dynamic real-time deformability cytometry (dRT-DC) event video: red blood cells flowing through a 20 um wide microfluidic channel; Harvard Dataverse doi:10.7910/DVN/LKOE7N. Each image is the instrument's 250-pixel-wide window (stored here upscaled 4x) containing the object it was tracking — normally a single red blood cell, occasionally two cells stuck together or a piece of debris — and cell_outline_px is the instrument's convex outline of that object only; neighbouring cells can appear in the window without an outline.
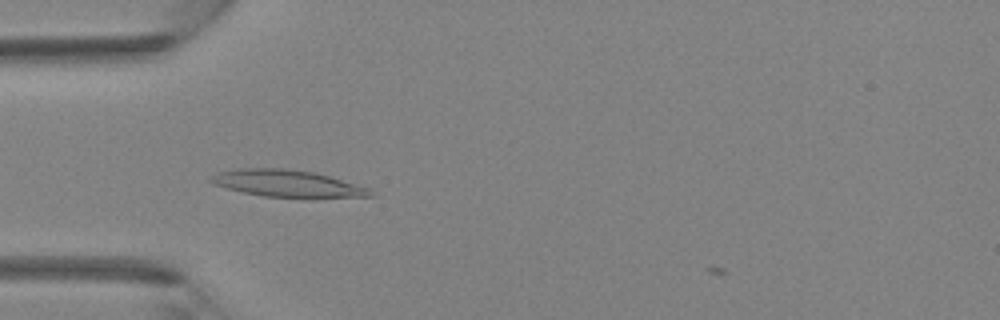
{"species": "Egyptian fruit bat (a non-hibernating species)", "species_latin": "Rousettus aegyptiacus", "temperature_condition": "room temperature", "stored_images_in_passage": 29, "camera_frame_rate_fps": 3000, "um_per_image_px": 0.085, "animal": {"sex": "female"}, "frame": {"image": 1, "passage_image": 2, "time_ms": 0.333, "image_size_px": [1000, 320], "cell_outline_px": [[376, 196], [264, 196], [244, 192], [212, 184], [208, 180], [208, 176], [216, 172], [236, 168], [288, 168], [316, 172], [368, 188]], "centroid_in_image_um": [24.29, 15.55], "position_along_channel_um": 60.7, "area_um2": 24.51}}
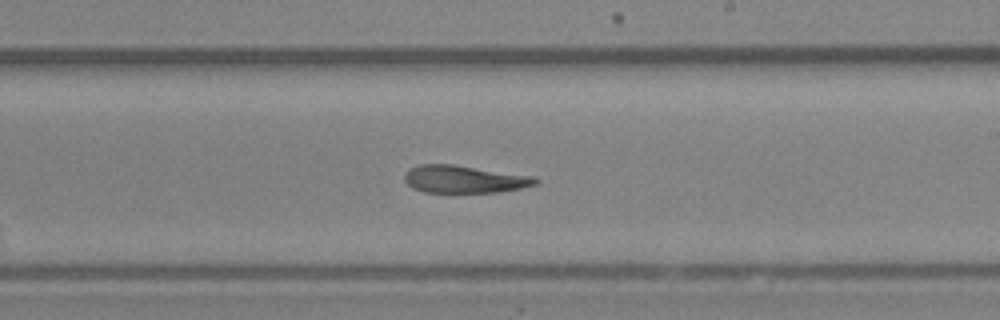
{"frame": {"image": 2, "passage_image": 14, "time_ms": 4.333, "image_size_px": [1000, 320], "cell_outline_px": [[540, 180], [536, 184], [520, 188], [496, 192], [424, 192], [412, 188], [404, 180], [404, 172], [408, 168], [420, 164], [452, 164], [532, 176]], "centroid_in_image_um": [39.39, 15.22], "position_along_channel_um": 249.6, "area_um2": 20.92}}
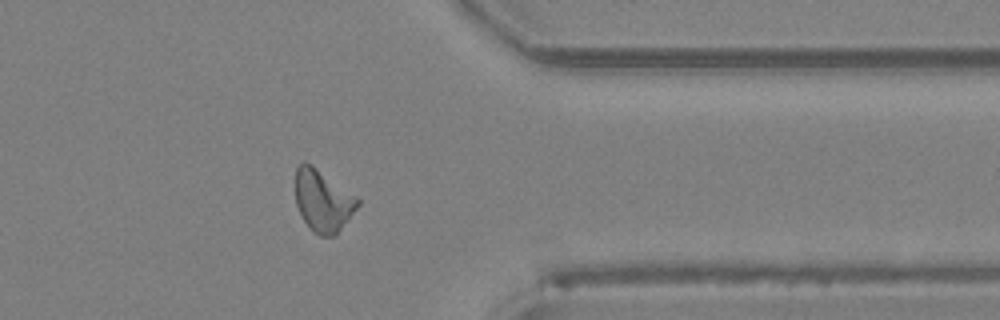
{"frame": {"image": 3, "passage_image": 23, "time_ms": 7.333, "image_size_px": [1000, 320], "cell_outline_px": [[360, 204], [348, 220], [332, 236], [320, 236], [304, 220], [296, 204], [296, 168], [304, 160], [312, 164], [356, 196], [360, 200]], "centroid_in_image_um": [27.45, 17.02], "position_along_channel_um": 384.0, "area_um2": 22.02}}